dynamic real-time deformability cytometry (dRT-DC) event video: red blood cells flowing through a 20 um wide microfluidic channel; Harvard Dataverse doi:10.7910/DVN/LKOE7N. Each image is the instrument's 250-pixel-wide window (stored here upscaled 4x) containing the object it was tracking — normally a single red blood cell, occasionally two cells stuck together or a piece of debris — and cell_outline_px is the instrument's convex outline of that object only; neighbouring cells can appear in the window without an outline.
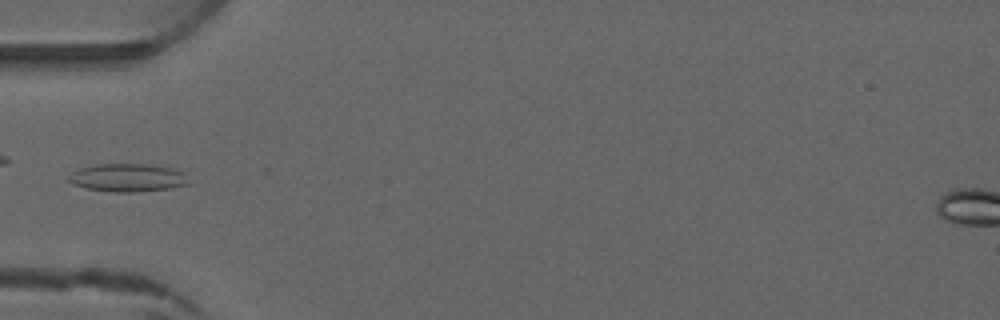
{"species": "common noctule bat (a hibernating species)", "species_latin": "Nyctalus noctula", "temperature_condition": "warm", "stored_images_in_passage": 5, "camera_frame_rate_fps": 3000, "um_per_image_px": 0.085, "animal": {"sex": "male", "forearm_length_mm": 52.5}, "frame": {"image": 1, "passage_image": 5, "time_ms": 4.667, "image_size_px": [1000, 320], "cell_outline_px": [[188, 184], [172, 188], [132, 192], [112, 192], [84, 188], [72, 184], [68, 180], [68, 176], [72, 172], [80, 168], [96, 164], [152, 164], [176, 168], [184, 172]], "centroid_in_image_um": [10.85, 15.1], "position_along_channel_um": 74.2, "area_um2": 19.83}}